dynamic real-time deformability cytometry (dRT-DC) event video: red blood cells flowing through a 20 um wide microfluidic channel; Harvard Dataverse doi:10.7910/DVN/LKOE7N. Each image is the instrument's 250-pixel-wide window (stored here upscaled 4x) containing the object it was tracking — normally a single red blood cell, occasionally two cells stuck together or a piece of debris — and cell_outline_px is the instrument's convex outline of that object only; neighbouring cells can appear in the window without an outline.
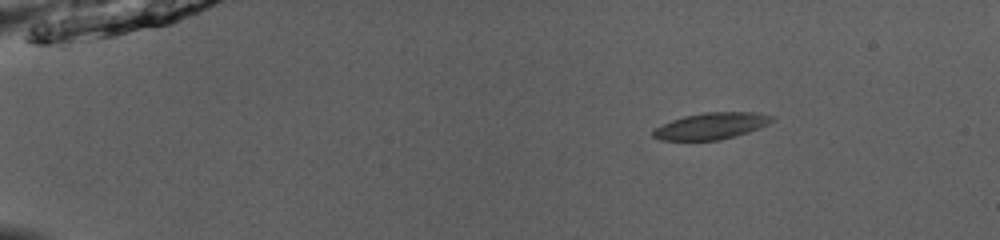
{"species": "common noctule bat (a hibernating species)", "species_latin": "Nyctalus noctula", "temperature_condition": "room temperature", "stored_images_in_passage": 46, "camera_frame_rate_fps": 3000, "um_per_image_px": 0.085, "animal": {"sex": "male", "body_mass_g": 13.0, "forearm_length_mm": 53.1}, "frame": {"image": 1, "passage_image": 2, "time_ms": 0.333, "image_size_px": [1000, 240], "cell_outline_px": [[776, 120], [760, 128], [736, 136], [720, 140], [660, 140], [652, 136], [652, 132], [656, 128], [672, 120], [684, 116], [704, 112], [756, 112], [776, 116]], "centroid_in_image_um": [60.52, 10.7], "position_along_channel_um": 24.5, "area_um2": 18.5}}
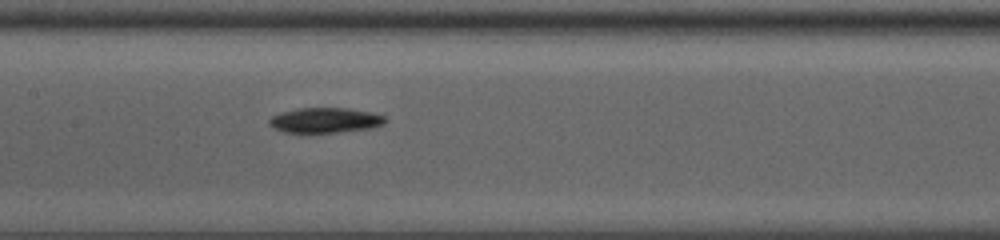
{"frame": {"image": 2, "passage_image": 21, "time_ms": 6.667, "image_size_px": [1000, 240], "cell_outline_px": [[388, 120], [384, 124], [368, 128], [304, 136], [284, 132], [268, 124], [268, 120], [272, 116], [280, 112], [300, 108], [348, 108], [372, 112], [384, 116]], "centroid_in_image_um": [27.58, 10.25], "position_along_channel_um": 179.8, "area_um2": 17.57}}
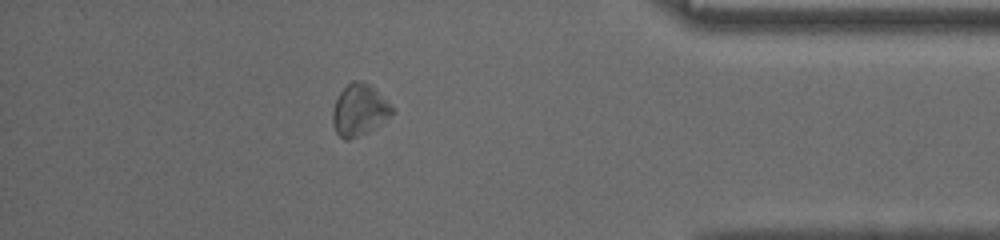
{"frame": {"image": 3, "passage_image": 40, "time_ms": 13.0, "image_size_px": [1000, 240], "cell_outline_px": [[396, 108], [388, 116], [368, 132], [348, 140], [344, 140], [336, 132], [332, 120], [332, 108], [340, 92], [352, 80], [360, 80], [368, 84]], "centroid_in_image_um": [30.51, 9.35], "position_along_channel_um": 404.7, "area_um2": 17.57}, "authors_computed_cell_mechanics": {"area_um2": 17.3978, "velocity_mm_per_s": 3.9551, "shape_relaxation_time_tau1_ms": 1.3604, "shape_relaxation_time_tau2_ms": null, "deformation_change_tau1": 0.0535, "deformation_change_tau2": null}}